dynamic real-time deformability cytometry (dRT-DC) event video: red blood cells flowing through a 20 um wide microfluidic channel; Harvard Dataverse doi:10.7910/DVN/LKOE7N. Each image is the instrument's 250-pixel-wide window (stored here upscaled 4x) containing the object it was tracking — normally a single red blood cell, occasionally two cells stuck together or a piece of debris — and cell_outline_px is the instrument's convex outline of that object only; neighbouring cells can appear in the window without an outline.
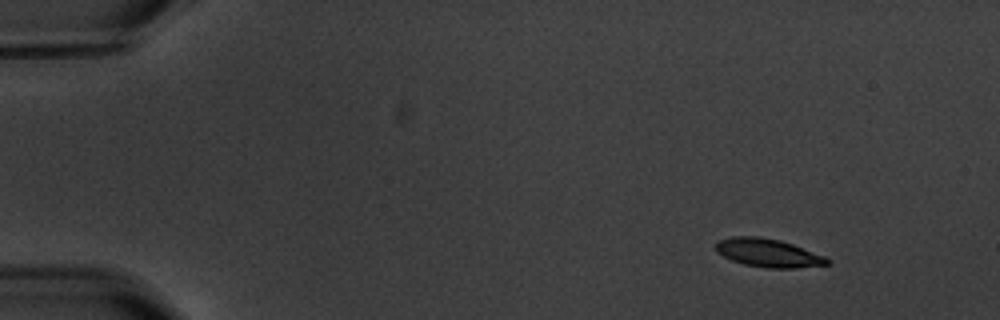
{"species": "common noctule bat (a hibernating species)", "species_latin": "Nyctalus noctula", "temperature_condition": "warm", "stored_images_in_passage": 4, "camera_frame_rate_fps": 3000, "um_per_image_px": 0.085, "animal": {"sex": "male", "body_mass_g": 20.1, "forearm_length_mm": 53.5}, "frame": {"image": 1, "passage_image": 1, "time_ms": 0.0, "image_size_px": [1000, 320], "cell_outline_px": [[828, 264], [796, 268], [768, 268], [744, 264], [732, 260], [716, 252], [716, 240], [732, 236], [760, 236], [780, 240], [792, 244], [824, 256], [828, 260]], "centroid_in_image_um": [65.23, 21.48], "position_along_channel_um": 19.8, "area_um2": 18.26}}